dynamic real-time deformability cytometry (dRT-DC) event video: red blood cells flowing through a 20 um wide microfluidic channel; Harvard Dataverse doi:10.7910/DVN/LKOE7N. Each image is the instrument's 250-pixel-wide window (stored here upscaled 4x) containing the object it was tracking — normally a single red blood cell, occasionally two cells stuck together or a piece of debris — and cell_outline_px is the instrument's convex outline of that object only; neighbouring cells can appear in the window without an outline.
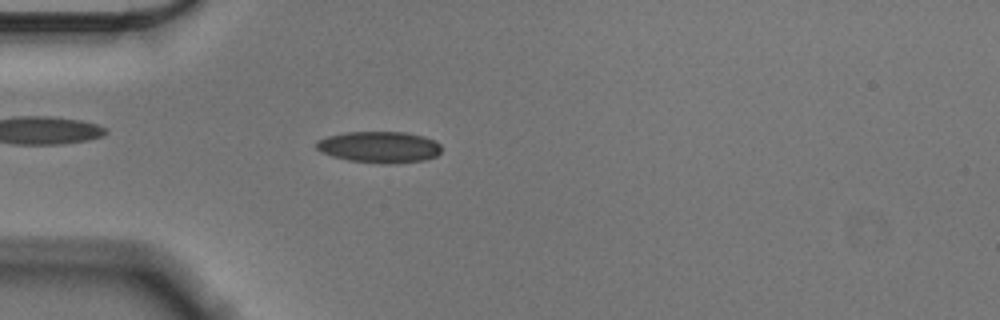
{"species": "Egyptian fruit bat (a non-hibernating species)", "species_latin": "Rousettus aegyptiacus", "temperature_condition": "cold", "stored_images_in_passage": 55, "camera_frame_rate_fps": 3000, "um_per_image_px": 0.085, "animal": {"sex": "male"}, "frame": {"image": 1, "passage_image": 15, "time_ms": 4.667, "image_size_px": [1000, 320], "cell_outline_px": [[440, 152], [436, 156], [424, 160], [388, 164], [380, 164], [348, 160], [332, 156], [320, 152], [316, 148], [316, 140], [328, 136], [348, 132], [404, 132], [424, 136], [436, 140], [440, 144]], "centroid_in_image_um": [32.24, 12.5], "position_along_channel_um": 52.8, "area_um2": 23.0}}
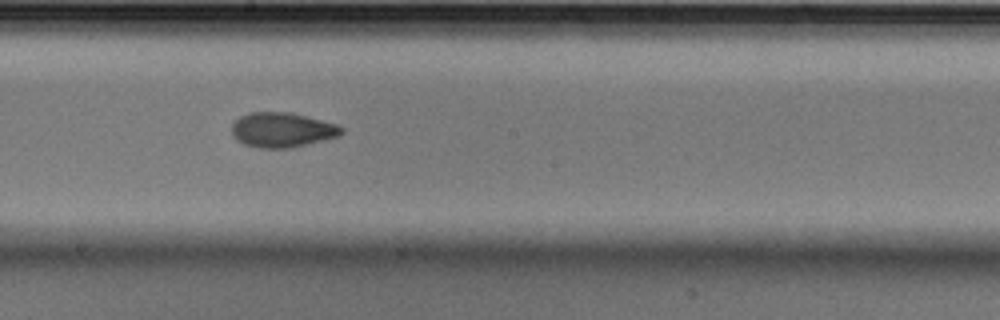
{"frame": {"image": 2, "passage_image": 30, "time_ms": 9.667, "image_size_px": [1000, 320], "cell_outline_px": [[344, 132], [340, 136], [292, 148], [260, 148], [244, 144], [236, 140], [232, 136], [232, 124], [240, 116], [248, 112], [288, 112], [340, 124], [344, 128]], "centroid_in_image_um": [24.01, 11.04], "position_along_channel_um": 224.2, "area_um2": 22.54}}
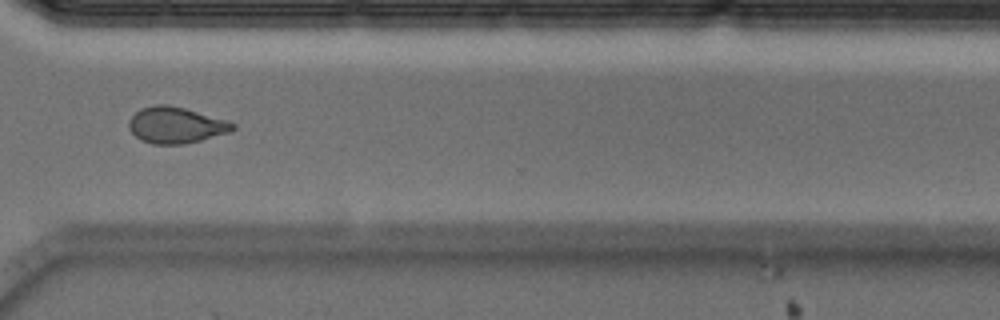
{"frame": {"image": 3, "passage_image": 41, "time_ms": 13.333, "image_size_px": [1000, 320], "cell_outline_px": [[236, 128], [232, 132], [184, 144], [152, 144], [140, 140], [132, 132], [128, 124], [128, 120], [140, 108], [156, 104], [168, 104], [184, 108], [228, 120], [236, 124]], "centroid_in_image_um": [14.97, 10.63], "position_along_channel_um": 355.6, "area_um2": 22.08}, "authors_computed_cell_mechanics": {"area_um2": 21.5594, "velocity_mm_per_s": 3.5911, "shape_relaxation_time_tau1_ms": 6.9628, "shape_relaxation_time_tau2_ms": 2.4031, "deformation_change_tau1": 0.1504, "deformation_change_tau2": 0.0802}}